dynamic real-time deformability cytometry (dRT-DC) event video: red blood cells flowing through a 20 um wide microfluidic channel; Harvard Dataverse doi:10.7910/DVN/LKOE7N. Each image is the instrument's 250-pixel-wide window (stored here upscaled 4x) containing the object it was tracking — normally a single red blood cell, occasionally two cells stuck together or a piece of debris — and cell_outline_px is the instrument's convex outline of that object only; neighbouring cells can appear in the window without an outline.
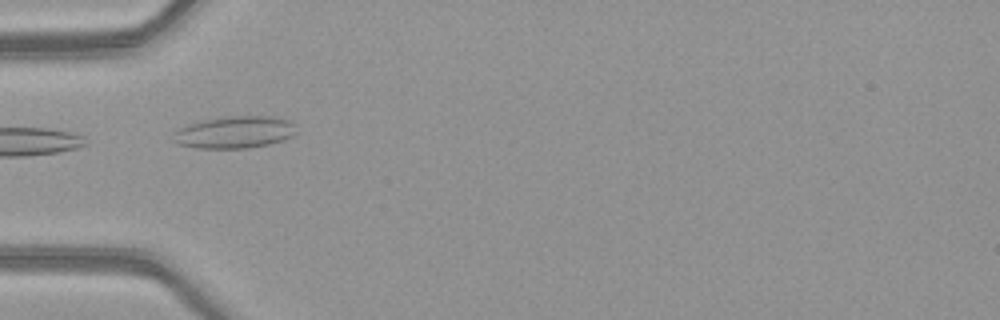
{"species": "common noctule bat (a hibernating species)", "species_latin": "Nyctalus noctula", "temperature_condition": "warm", "stored_images_in_passage": 5, "camera_frame_rate_fps": 3000, "um_per_image_px": 0.085, "animal": {"sex": "female", "body_mass_g": 21.9}, "frame": {"image": 1, "passage_image": 5, "time_ms": 1.333, "image_size_px": [1000, 320], "cell_outline_px": [[296, 132], [292, 136], [284, 140], [268, 144], [248, 148], [196, 148], [176, 144], [172, 132], [176, 128], [188, 124], [204, 120], [232, 116], [276, 116], [288, 120], [292, 124]], "centroid_in_image_um": [19.91, 11.24], "position_along_channel_um": 65.1, "area_um2": 23.06}}